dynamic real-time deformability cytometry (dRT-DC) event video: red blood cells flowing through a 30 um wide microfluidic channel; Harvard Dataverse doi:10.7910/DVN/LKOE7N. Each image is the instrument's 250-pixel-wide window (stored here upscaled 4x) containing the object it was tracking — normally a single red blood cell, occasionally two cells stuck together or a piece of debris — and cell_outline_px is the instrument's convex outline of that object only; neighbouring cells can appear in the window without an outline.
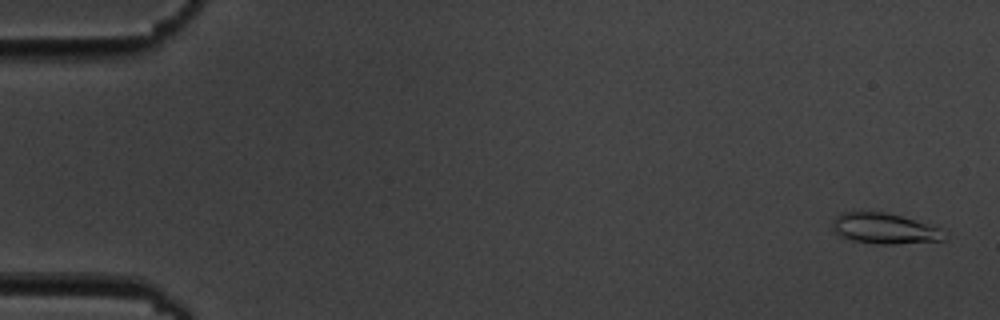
{"species": "common noctule bat (a hibernating species)", "species_latin": "Nyctalus noctula", "temperature_condition": "cold", "stored_images_in_passage": 6, "camera_frame_rate_fps": 3000, "um_per_image_px": 0.085, "animal": {"sex": "male", "body_mass_g": 19.5, "forearm_length_mm": 54.6}, "frame": {"image": 1, "passage_image": 1, "time_ms": 0.0, "image_size_px": [1000, 320], "cell_outline_px": [[948, 236], [944, 240], [896, 244], [880, 244], [852, 240], [840, 236], [832, 228], [832, 220], [840, 212], [884, 212], [900, 216], [940, 228]], "centroid_in_image_um": [75.17, 19.43], "position_along_channel_um": 9.8, "area_um2": 19.83}}